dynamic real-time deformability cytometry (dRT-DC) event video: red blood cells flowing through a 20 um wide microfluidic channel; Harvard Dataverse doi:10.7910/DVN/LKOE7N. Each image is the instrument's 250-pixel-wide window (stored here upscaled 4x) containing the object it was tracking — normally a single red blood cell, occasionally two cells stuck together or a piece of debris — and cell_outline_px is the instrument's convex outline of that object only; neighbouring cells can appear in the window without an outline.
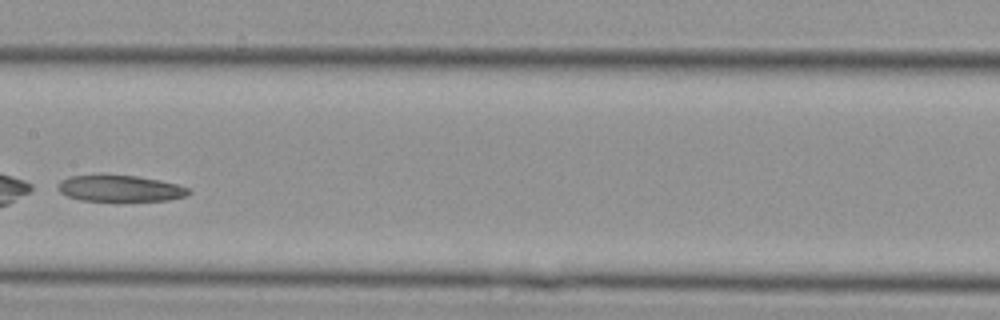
{"species": "Egyptian fruit bat (a non-hibernating species)", "species_latin": "Rousettus aegyptiacus", "temperature_condition": "cold", "stored_images_in_passage": 24, "camera_frame_rate_fps": 3000, "um_per_image_px": 0.085, "animal": {"sex": "female"}, "frame": {"image": 1, "passage_image": 11, "time_ms": 3.333, "image_size_px": [1000, 320], "cell_outline_px": [[192, 192], [184, 196], [168, 200], [80, 200], [68, 196], [60, 192], [56, 188], [56, 184], [60, 180], [68, 176], [136, 176], [160, 180], [176, 184], [188, 188]], "centroid_in_image_um": [10.17, 16.02], "position_along_channel_um": 197.2, "area_um2": 19.59}}
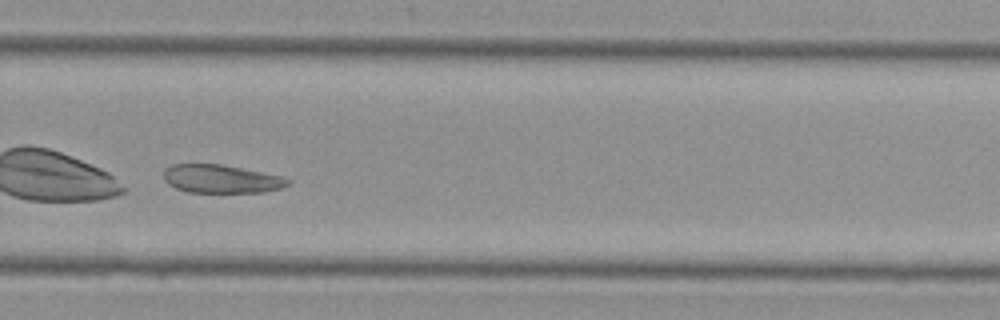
{"frame": {"image": 2, "passage_image": 17, "time_ms": 5.333, "image_size_px": [1000, 320], "cell_outline_px": [[292, 180], [288, 184], [280, 188], [264, 192], [188, 192], [176, 188], [168, 184], [164, 180], [164, 168], [172, 164], [220, 164], [280, 176]], "centroid_in_image_um": [18.75, 15.21], "position_along_channel_um": 311.0, "area_um2": 20.29}}